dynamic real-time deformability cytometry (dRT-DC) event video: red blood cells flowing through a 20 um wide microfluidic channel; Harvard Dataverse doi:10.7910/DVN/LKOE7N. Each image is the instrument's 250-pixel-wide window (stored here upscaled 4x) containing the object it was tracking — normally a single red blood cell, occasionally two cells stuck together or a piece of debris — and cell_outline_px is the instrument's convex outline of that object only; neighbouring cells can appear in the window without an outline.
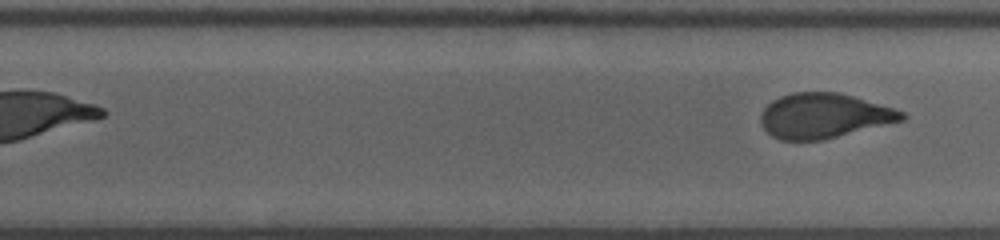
{"species": "human", "species_latin": "Homo sapiens", "temperature_condition": "room temperature", "stored_images_in_passage": 29, "segment_of_instrument_passage": [2, 2], "camera_frame_rate_fps": 3000, "um_per_image_px": 0.085, "donor": {"sex": "male"}, "frame": {"image": 1, "passage_image": 29, "time_ms": 10.333, "image_size_px": [1000, 240], "cell_outline_px": [[908, 116], [904, 120], [824, 140], [780, 140], [772, 136], [764, 128], [760, 120], [760, 116], [764, 108], [772, 100], [780, 96], [792, 92], [840, 92], [892, 108], [904, 112]], "centroid_in_image_um": [70.02, 9.84], "position_along_channel_um": 259.8, "area_um2": 36.88}}